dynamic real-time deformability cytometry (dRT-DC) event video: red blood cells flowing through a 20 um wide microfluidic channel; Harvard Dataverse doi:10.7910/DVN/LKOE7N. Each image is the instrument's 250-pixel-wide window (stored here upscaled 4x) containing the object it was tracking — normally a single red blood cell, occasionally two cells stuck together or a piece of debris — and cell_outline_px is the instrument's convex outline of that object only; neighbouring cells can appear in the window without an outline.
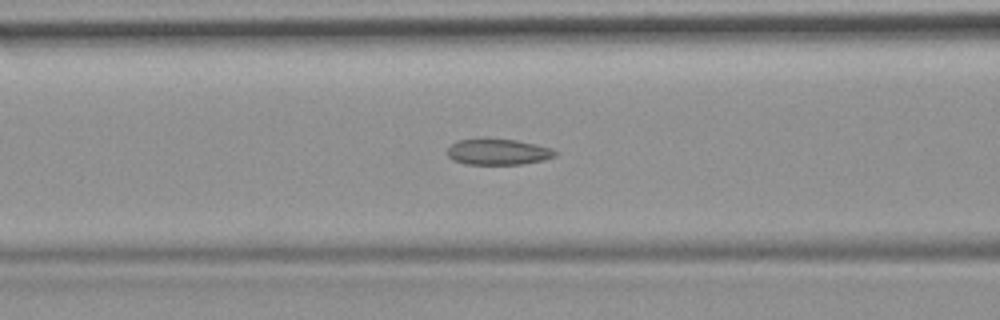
{"species": "common noctule bat (a hibernating species)", "species_latin": "Nyctalus noctula", "temperature_condition": "room temperature", "stored_images_in_passage": 35, "camera_frame_rate_fps": 3000, "um_per_image_px": 0.085, "animal": {"sex": "female", "body_mass_g": 19.9}, "frame": {"image": 1, "passage_image": 13, "time_ms": 4.0, "image_size_px": [1000, 320], "cell_outline_px": [[556, 156], [544, 160], [520, 164], [464, 164], [452, 160], [448, 156], [448, 148], [456, 140], [484, 136], [516, 140], [536, 144], [552, 148], [556, 152]], "centroid_in_image_um": [42.29, 12.87], "position_along_channel_um": 124.3, "area_um2": 16.88}}
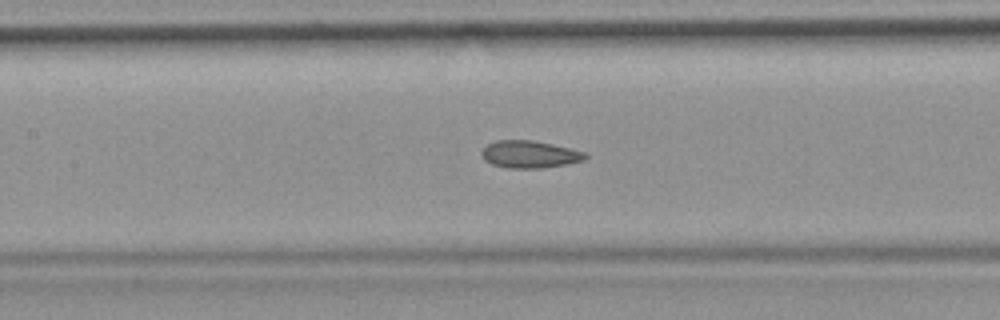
{"frame": {"image": 2, "passage_image": 16, "time_ms": 5.0, "image_size_px": [1000, 320], "cell_outline_px": [[588, 156], [584, 160], [568, 164], [540, 168], [508, 168], [492, 164], [484, 160], [480, 152], [488, 144], [496, 140], [532, 140], [552, 144], [588, 152]], "centroid_in_image_um": [45.04, 13.12], "position_along_channel_um": 162.4, "area_um2": 16.59}}
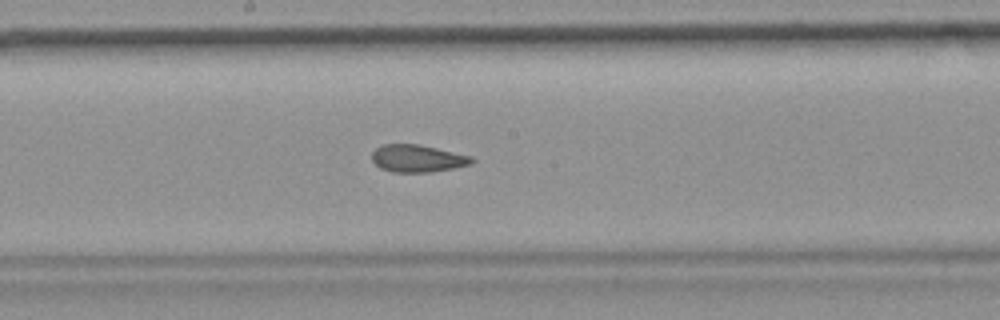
{"frame": {"image": 3, "passage_image": 20, "time_ms": 6.333, "image_size_px": [1000, 320], "cell_outline_px": [[476, 160], [472, 164], [432, 172], [392, 172], [380, 168], [372, 160], [372, 152], [376, 148], [384, 144], [416, 144], [436, 148], [472, 156]], "centroid_in_image_um": [35.5, 13.47], "position_along_channel_um": 212.7, "area_um2": 15.9}}